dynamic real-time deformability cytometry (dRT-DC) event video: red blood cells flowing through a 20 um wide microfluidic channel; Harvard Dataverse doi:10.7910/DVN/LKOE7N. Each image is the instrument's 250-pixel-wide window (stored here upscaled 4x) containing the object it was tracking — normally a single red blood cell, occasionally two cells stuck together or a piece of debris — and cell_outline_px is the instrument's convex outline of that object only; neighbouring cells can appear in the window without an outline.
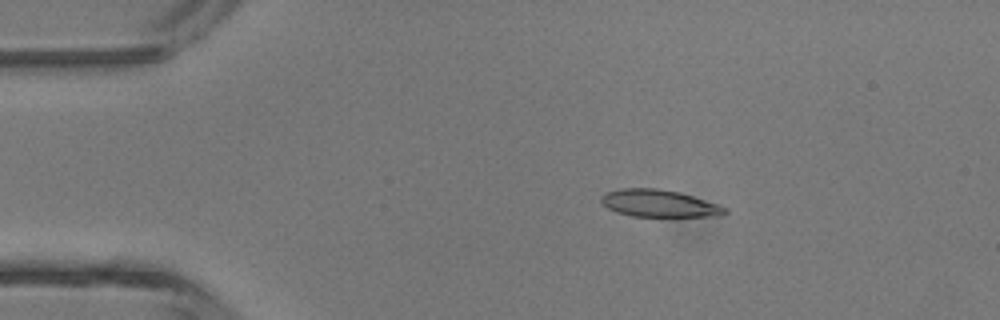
{"species": "common noctule bat (a hibernating species)", "species_latin": "Nyctalus noctula", "temperature_condition": "room temperature", "stored_images_in_passage": 4, "camera_frame_rate_fps": 3000, "um_per_image_px": 0.085, "animal": {"sex": "male", "body_mass_g": 13.3}, "frame": {"image": 1, "passage_image": 2, "time_ms": 0.333, "image_size_px": [1000, 320], "cell_outline_px": [[728, 212], [720, 216], [632, 216], [616, 212], [608, 208], [600, 200], [600, 196], [608, 192], [620, 188], [656, 188], [680, 192], [716, 204], [724, 208]], "centroid_in_image_um": [55.98, 17.28], "position_along_channel_um": 29.0, "area_um2": 19.36}}
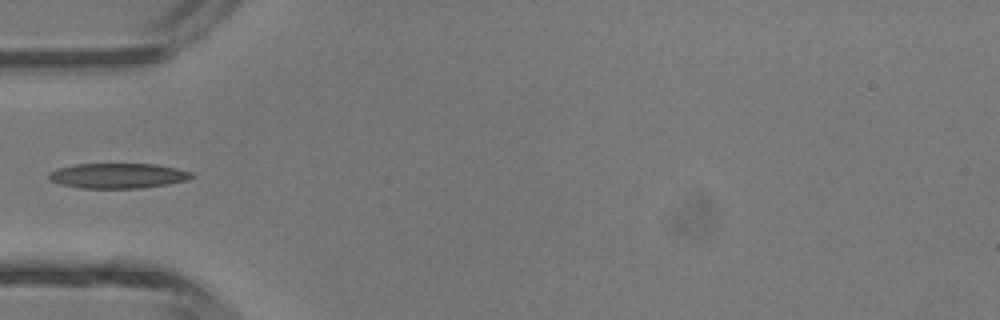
{"frame": {"image": 2, "passage_image": 4, "time_ms": 1.0, "image_size_px": [1000, 320], "cell_outline_px": [[196, 176], [188, 180], [168, 184], [140, 188], [80, 188], [60, 184], [48, 180], [48, 172], [60, 168], [76, 164], [156, 164], [176, 168], [192, 172]], "centroid_in_image_um": [10.04, 14.94], "position_along_channel_um": 75.0, "area_um2": 20.98}}